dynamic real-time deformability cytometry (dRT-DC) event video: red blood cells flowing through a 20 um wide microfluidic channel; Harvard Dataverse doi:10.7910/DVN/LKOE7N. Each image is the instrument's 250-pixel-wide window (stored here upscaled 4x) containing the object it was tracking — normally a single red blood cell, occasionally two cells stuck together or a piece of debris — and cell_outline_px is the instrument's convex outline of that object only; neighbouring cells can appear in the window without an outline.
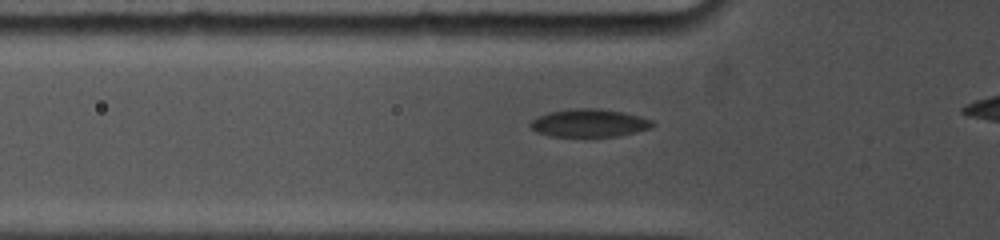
{"species": "common noctule bat (a hibernating species)", "species_latin": "Nyctalus noctula", "temperature_condition": "cold", "stored_images_in_passage": 23, "camera_frame_rate_fps": 5000, "um_per_image_px": 0.085, "animal": {"sex": "female", "body_mass_g": 19.0, "forearm_length_mm": 53.3}, "frame": {"image": 1, "passage_image": 9, "time_ms": 3.2, "image_size_px": [1000, 240], "cell_outline_px": [[656, 124], [652, 128], [620, 136], [552, 136], [536, 132], [528, 124], [536, 116], [548, 112], [576, 108], [596, 108], [620, 112], [640, 116], [652, 120]], "centroid_in_image_um": [50.09, 10.46], "position_along_channel_um": 75.7, "area_um2": 19.88}}
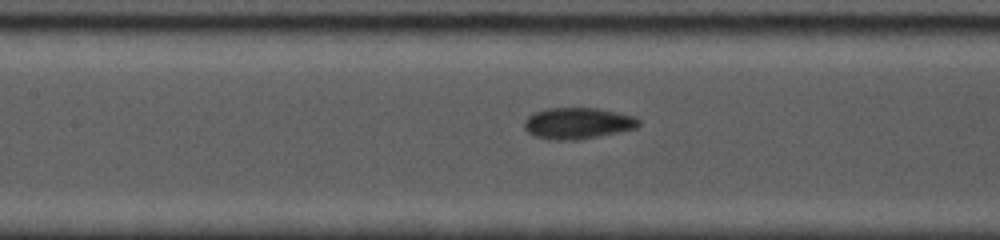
{"frame": {"image": 2, "passage_image": 15, "time_ms": 5.4, "image_size_px": [1000, 240], "cell_outline_px": [[640, 124], [636, 128], [580, 140], [548, 140], [536, 136], [528, 132], [524, 128], [524, 120], [528, 116], [536, 112], [548, 108], [596, 108], [636, 116], [640, 120]], "centroid_in_image_um": [49.11, 10.48], "position_along_channel_um": 158.3, "area_um2": 20.92}}
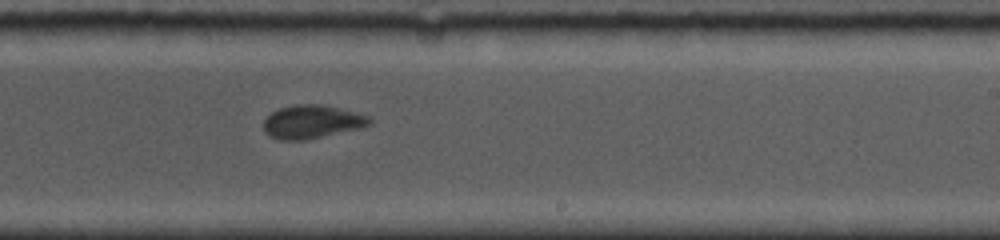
{"frame": {"image": 3, "passage_image": 22, "time_ms": 8.2, "image_size_px": [1000, 240], "cell_outline_px": [[372, 124], [364, 128], [304, 140], [280, 140], [264, 132], [264, 120], [272, 112], [280, 108], [296, 104], [320, 104], [340, 108], [356, 112], [368, 116], [372, 120]], "centroid_in_image_um": [26.56, 10.35], "position_along_channel_um": 262.4, "area_um2": 20.69}}